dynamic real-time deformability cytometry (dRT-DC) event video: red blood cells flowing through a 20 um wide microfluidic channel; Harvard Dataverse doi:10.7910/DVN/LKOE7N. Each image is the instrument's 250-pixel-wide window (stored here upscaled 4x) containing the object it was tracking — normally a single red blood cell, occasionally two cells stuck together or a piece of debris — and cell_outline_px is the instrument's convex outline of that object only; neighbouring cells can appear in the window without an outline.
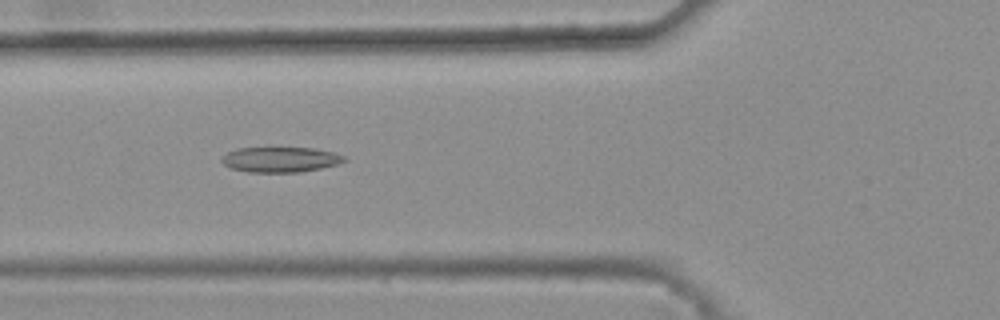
{"species": "common noctule bat (a hibernating species)", "species_latin": "Nyctalus noctula", "temperature_condition": "warm", "stored_images_in_passage": 37, "camera_frame_rate_fps": 3000, "um_per_image_px": 0.085, "animal": {"sex": "female", "body_mass_g": 25.1}, "frame": {"image": 1, "passage_image": 10, "time_ms": 3.0, "image_size_px": [1000, 320], "cell_outline_px": [[348, 160], [336, 164], [320, 168], [300, 172], [248, 172], [232, 168], [224, 164], [220, 160], [228, 152], [236, 148], [312, 148], [332, 152], [344, 156]], "centroid_in_image_um": [23.82, 13.56], "position_along_channel_um": 102.0, "area_um2": 17.8}}
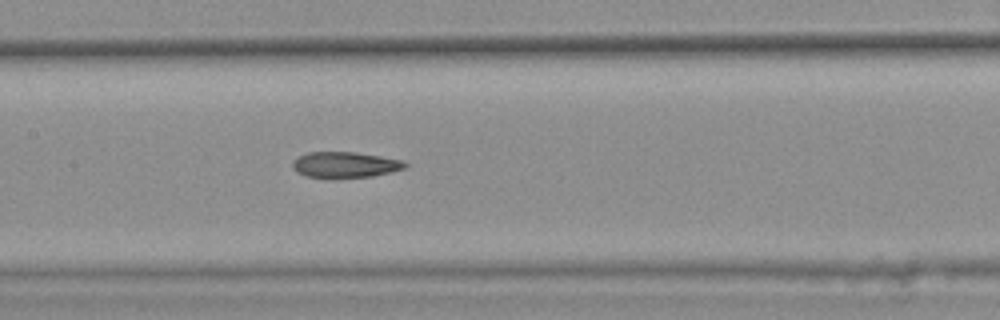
{"frame": {"image": 2, "passage_image": 16, "time_ms": 5.0, "image_size_px": [1000, 320], "cell_outline_px": [[408, 164], [404, 168], [392, 172], [372, 176], [328, 180], [304, 176], [296, 172], [292, 168], [292, 160], [296, 156], [308, 152], [356, 152], [404, 160]], "centroid_in_image_um": [29.26, 14.03], "position_along_channel_um": 178.1, "area_um2": 17.69}}
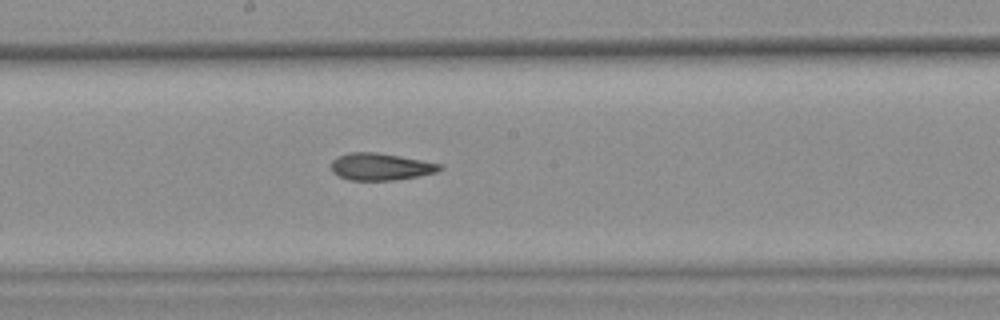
{"frame": {"image": 3, "passage_image": 19, "time_ms": 6.0, "image_size_px": [1000, 320], "cell_outline_px": [[444, 168], [436, 172], [420, 176], [396, 180], [348, 180], [332, 172], [332, 160], [336, 156], [348, 152], [376, 152], [400, 156], [444, 164]], "centroid_in_image_um": [32.38, 14.16], "position_along_channel_um": 215.8, "area_um2": 17.34}, "authors_computed_cell_mechanics": {"area_um2": 17.5712, "velocity_mm_per_s": 3.7956, "shape_relaxation_time_tau1_ms": null, "shape_relaxation_time_tau2_ms": 4.321, "deformation_change_tau1": null, "deformation_change_tau2": 0.1361}}